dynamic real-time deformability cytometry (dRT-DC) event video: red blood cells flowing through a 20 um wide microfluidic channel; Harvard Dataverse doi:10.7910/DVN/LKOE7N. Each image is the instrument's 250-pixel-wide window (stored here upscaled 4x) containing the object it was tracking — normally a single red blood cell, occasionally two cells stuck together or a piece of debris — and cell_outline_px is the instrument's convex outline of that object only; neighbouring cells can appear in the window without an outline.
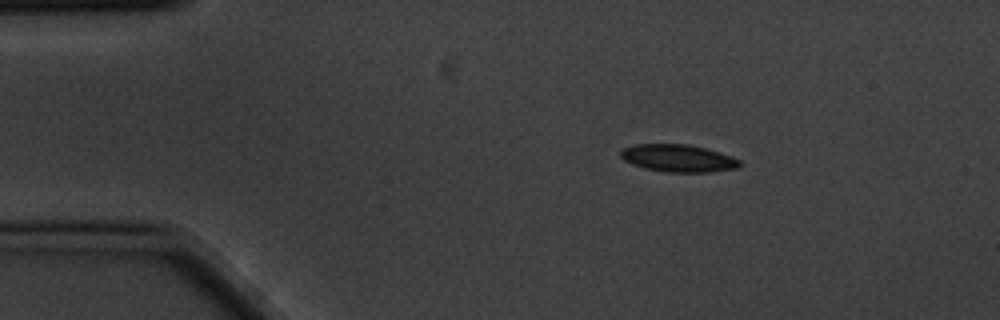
{"species": "common noctule bat (a hibernating species)", "species_latin": "Nyctalus noctula", "temperature_condition": "cold", "stored_images_in_passage": 4, "camera_frame_rate_fps": 3000, "um_per_image_px": 0.085, "animal": {"sex": "male", "body_mass_g": 20.1, "forearm_length_mm": 53.5}, "frame": {"image": 1, "passage_image": 2, "time_ms": 0.333, "image_size_px": [1000, 320], "cell_outline_px": [[740, 164], [736, 168], [708, 172], [664, 172], [644, 168], [632, 164], [624, 160], [620, 156], [620, 152], [624, 148], [636, 144], [688, 144], [720, 152], [732, 156], [740, 160]], "centroid_in_image_um": [57.63, 13.45], "position_along_channel_um": 27.4, "area_um2": 18.96}}